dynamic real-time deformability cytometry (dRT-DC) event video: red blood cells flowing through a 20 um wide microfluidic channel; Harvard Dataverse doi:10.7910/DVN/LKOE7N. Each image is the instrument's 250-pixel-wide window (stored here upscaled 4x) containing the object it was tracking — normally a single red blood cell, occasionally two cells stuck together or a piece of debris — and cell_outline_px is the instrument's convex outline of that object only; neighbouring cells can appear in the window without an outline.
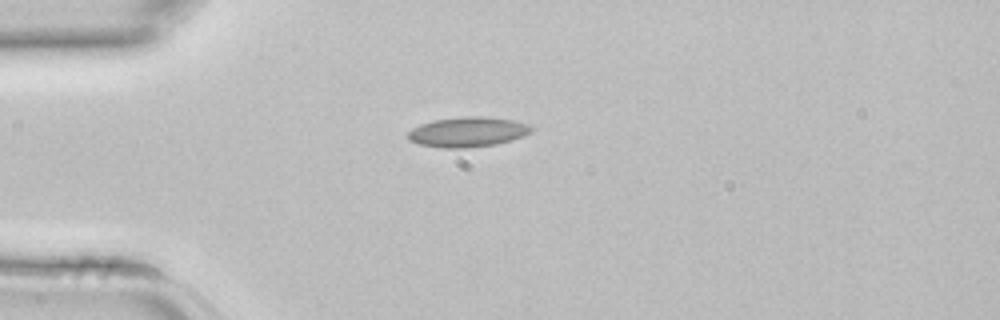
{"species": "common noctule bat (a hibernating species)", "species_latin": "Nyctalus noctula", "temperature_condition": "room temperature", "stored_images_in_passage": 4, "camera_frame_rate_fps": 3000, "um_per_image_px": 0.085, "animal": {"sex": "female", "body_mass_g": 22.7, "forearm_length_mm": 54.2}, "frame": {"image": 1, "passage_image": 4, "time_ms": 1.0, "image_size_px": [1000, 320], "cell_outline_px": [[532, 132], [512, 140], [496, 144], [468, 148], [440, 148], [420, 144], [408, 140], [408, 132], [412, 128], [420, 124], [436, 120], [460, 116], [480, 116], [512, 120], [528, 124], [532, 128]], "centroid_in_image_um": [39.74, 11.22], "position_along_channel_um": 45.3, "area_um2": 21.56}}